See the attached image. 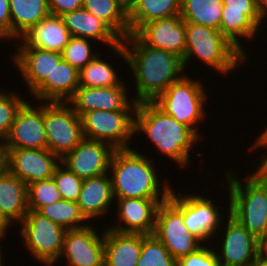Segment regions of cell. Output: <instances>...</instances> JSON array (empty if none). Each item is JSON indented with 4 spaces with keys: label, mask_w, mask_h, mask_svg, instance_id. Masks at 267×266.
Listing matches in <instances>:
<instances>
[{
    "label": "cell",
    "mask_w": 267,
    "mask_h": 266,
    "mask_svg": "<svg viewBox=\"0 0 267 266\" xmlns=\"http://www.w3.org/2000/svg\"><path fill=\"white\" fill-rule=\"evenodd\" d=\"M50 14L61 16L83 6V0H48Z\"/></svg>",
    "instance_id": "ab89813d"
},
{
    "label": "cell",
    "mask_w": 267,
    "mask_h": 266,
    "mask_svg": "<svg viewBox=\"0 0 267 266\" xmlns=\"http://www.w3.org/2000/svg\"><path fill=\"white\" fill-rule=\"evenodd\" d=\"M17 45V53L11 58L17 70L21 73L30 95L51 77L55 66L62 60V54L50 50H43L31 46ZM19 45V46H18Z\"/></svg>",
    "instance_id": "44dd1931"
},
{
    "label": "cell",
    "mask_w": 267,
    "mask_h": 266,
    "mask_svg": "<svg viewBox=\"0 0 267 266\" xmlns=\"http://www.w3.org/2000/svg\"><path fill=\"white\" fill-rule=\"evenodd\" d=\"M194 56L223 75L231 74L239 64L248 62V58L220 30L186 22L184 68Z\"/></svg>",
    "instance_id": "5b68a950"
},
{
    "label": "cell",
    "mask_w": 267,
    "mask_h": 266,
    "mask_svg": "<svg viewBox=\"0 0 267 266\" xmlns=\"http://www.w3.org/2000/svg\"><path fill=\"white\" fill-rule=\"evenodd\" d=\"M4 236H2V235H0V242H1V240H3L2 238H3ZM2 248V245H0V266H4L2 263V252H1V249Z\"/></svg>",
    "instance_id": "681fc988"
},
{
    "label": "cell",
    "mask_w": 267,
    "mask_h": 266,
    "mask_svg": "<svg viewBox=\"0 0 267 266\" xmlns=\"http://www.w3.org/2000/svg\"><path fill=\"white\" fill-rule=\"evenodd\" d=\"M25 102L19 93L6 92L0 88V140L6 139L19 109Z\"/></svg>",
    "instance_id": "8d00e7d4"
},
{
    "label": "cell",
    "mask_w": 267,
    "mask_h": 266,
    "mask_svg": "<svg viewBox=\"0 0 267 266\" xmlns=\"http://www.w3.org/2000/svg\"><path fill=\"white\" fill-rule=\"evenodd\" d=\"M222 9V0H181L180 16L185 22L219 30Z\"/></svg>",
    "instance_id": "4dcf8cb0"
},
{
    "label": "cell",
    "mask_w": 267,
    "mask_h": 266,
    "mask_svg": "<svg viewBox=\"0 0 267 266\" xmlns=\"http://www.w3.org/2000/svg\"><path fill=\"white\" fill-rule=\"evenodd\" d=\"M176 266H220L215 247L204 243L195 252L179 258Z\"/></svg>",
    "instance_id": "f35d334b"
},
{
    "label": "cell",
    "mask_w": 267,
    "mask_h": 266,
    "mask_svg": "<svg viewBox=\"0 0 267 266\" xmlns=\"http://www.w3.org/2000/svg\"><path fill=\"white\" fill-rule=\"evenodd\" d=\"M176 262L154 234H142V248L137 266H176Z\"/></svg>",
    "instance_id": "836d02e7"
},
{
    "label": "cell",
    "mask_w": 267,
    "mask_h": 266,
    "mask_svg": "<svg viewBox=\"0 0 267 266\" xmlns=\"http://www.w3.org/2000/svg\"><path fill=\"white\" fill-rule=\"evenodd\" d=\"M47 149L62 159L83 139L81 118L67 102H44Z\"/></svg>",
    "instance_id": "9c48e42d"
},
{
    "label": "cell",
    "mask_w": 267,
    "mask_h": 266,
    "mask_svg": "<svg viewBox=\"0 0 267 266\" xmlns=\"http://www.w3.org/2000/svg\"><path fill=\"white\" fill-rule=\"evenodd\" d=\"M188 194L177 195L175 190H172L169 199L182 211L184 224L189 232L203 244L205 242L208 245L207 240L217 237L215 235L222 229L220 225H222L223 218H221L220 209L217 208L219 206L214 205L213 200L199 193L193 196Z\"/></svg>",
    "instance_id": "8fae6325"
},
{
    "label": "cell",
    "mask_w": 267,
    "mask_h": 266,
    "mask_svg": "<svg viewBox=\"0 0 267 266\" xmlns=\"http://www.w3.org/2000/svg\"><path fill=\"white\" fill-rule=\"evenodd\" d=\"M259 10L267 18V0H256Z\"/></svg>",
    "instance_id": "bcb514c9"
},
{
    "label": "cell",
    "mask_w": 267,
    "mask_h": 266,
    "mask_svg": "<svg viewBox=\"0 0 267 266\" xmlns=\"http://www.w3.org/2000/svg\"><path fill=\"white\" fill-rule=\"evenodd\" d=\"M116 200L118 203L116 212L120 222L109 225V229L119 233L151 235L155 230L157 209L160 203L167 199L118 198Z\"/></svg>",
    "instance_id": "d6986e66"
},
{
    "label": "cell",
    "mask_w": 267,
    "mask_h": 266,
    "mask_svg": "<svg viewBox=\"0 0 267 266\" xmlns=\"http://www.w3.org/2000/svg\"><path fill=\"white\" fill-rule=\"evenodd\" d=\"M250 151H252L254 149V151L256 149H267V141H255V144L250 145ZM267 153V151H266ZM257 166H259L258 168H256V170L265 178H267V155L264 157V159H262L260 165L259 163L257 164Z\"/></svg>",
    "instance_id": "b9f144b4"
},
{
    "label": "cell",
    "mask_w": 267,
    "mask_h": 266,
    "mask_svg": "<svg viewBox=\"0 0 267 266\" xmlns=\"http://www.w3.org/2000/svg\"><path fill=\"white\" fill-rule=\"evenodd\" d=\"M21 225L23 244L45 266H52L60 259L66 229L43 217L37 211L28 210Z\"/></svg>",
    "instance_id": "52a82bcc"
},
{
    "label": "cell",
    "mask_w": 267,
    "mask_h": 266,
    "mask_svg": "<svg viewBox=\"0 0 267 266\" xmlns=\"http://www.w3.org/2000/svg\"><path fill=\"white\" fill-rule=\"evenodd\" d=\"M82 7L106 22L122 39L130 34L128 6L122 0H83Z\"/></svg>",
    "instance_id": "f546056e"
},
{
    "label": "cell",
    "mask_w": 267,
    "mask_h": 266,
    "mask_svg": "<svg viewBox=\"0 0 267 266\" xmlns=\"http://www.w3.org/2000/svg\"><path fill=\"white\" fill-rule=\"evenodd\" d=\"M264 129L265 130L262 131L258 137H256V141H267V127Z\"/></svg>",
    "instance_id": "7dc6e473"
},
{
    "label": "cell",
    "mask_w": 267,
    "mask_h": 266,
    "mask_svg": "<svg viewBox=\"0 0 267 266\" xmlns=\"http://www.w3.org/2000/svg\"><path fill=\"white\" fill-rule=\"evenodd\" d=\"M261 238H267V223H266V227H265V230H264V234Z\"/></svg>",
    "instance_id": "816d5d0a"
},
{
    "label": "cell",
    "mask_w": 267,
    "mask_h": 266,
    "mask_svg": "<svg viewBox=\"0 0 267 266\" xmlns=\"http://www.w3.org/2000/svg\"><path fill=\"white\" fill-rule=\"evenodd\" d=\"M60 17L71 36L100 41L111 49L122 43V38L106 22L83 7Z\"/></svg>",
    "instance_id": "7402d4cb"
},
{
    "label": "cell",
    "mask_w": 267,
    "mask_h": 266,
    "mask_svg": "<svg viewBox=\"0 0 267 266\" xmlns=\"http://www.w3.org/2000/svg\"><path fill=\"white\" fill-rule=\"evenodd\" d=\"M201 82L190 78L185 73L181 79L172 83L154 101L161 110L179 123L190 127L199 137L203 135L198 133L197 129L200 122H203V119L206 118L204 108L208 98Z\"/></svg>",
    "instance_id": "8992f818"
},
{
    "label": "cell",
    "mask_w": 267,
    "mask_h": 266,
    "mask_svg": "<svg viewBox=\"0 0 267 266\" xmlns=\"http://www.w3.org/2000/svg\"><path fill=\"white\" fill-rule=\"evenodd\" d=\"M111 52L131 68L136 84V96L132 99L137 104L154 102L172 83L185 75L181 57L147 46L135 34L122 39V43Z\"/></svg>",
    "instance_id": "6da1fadb"
},
{
    "label": "cell",
    "mask_w": 267,
    "mask_h": 266,
    "mask_svg": "<svg viewBox=\"0 0 267 266\" xmlns=\"http://www.w3.org/2000/svg\"><path fill=\"white\" fill-rule=\"evenodd\" d=\"M27 212V185L6 171L0 176V214L11 225L20 223Z\"/></svg>",
    "instance_id": "4316f807"
},
{
    "label": "cell",
    "mask_w": 267,
    "mask_h": 266,
    "mask_svg": "<svg viewBox=\"0 0 267 266\" xmlns=\"http://www.w3.org/2000/svg\"><path fill=\"white\" fill-rule=\"evenodd\" d=\"M7 171V149L5 142L0 140V176Z\"/></svg>",
    "instance_id": "7bdbcfd3"
},
{
    "label": "cell",
    "mask_w": 267,
    "mask_h": 266,
    "mask_svg": "<svg viewBox=\"0 0 267 266\" xmlns=\"http://www.w3.org/2000/svg\"><path fill=\"white\" fill-rule=\"evenodd\" d=\"M95 229L88 224L66 231L60 257H66L68 266H104V232Z\"/></svg>",
    "instance_id": "2e32d148"
},
{
    "label": "cell",
    "mask_w": 267,
    "mask_h": 266,
    "mask_svg": "<svg viewBox=\"0 0 267 266\" xmlns=\"http://www.w3.org/2000/svg\"><path fill=\"white\" fill-rule=\"evenodd\" d=\"M254 266H267V261L262 260L260 257Z\"/></svg>",
    "instance_id": "c3c4849f"
},
{
    "label": "cell",
    "mask_w": 267,
    "mask_h": 266,
    "mask_svg": "<svg viewBox=\"0 0 267 266\" xmlns=\"http://www.w3.org/2000/svg\"><path fill=\"white\" fill-rule=\"evenodd\" d=\"M181 0H134L128 6L130 34L144 24L174 15H180Z\"/></svg>",
    "instance_id": "83f0119b"
},
{
    "label": "cell",
    "mask_w": 267,
    "mask_h": 266,
    "mask_svg": "<svg viewBox=\"0 0 267 266\" xmlns=\"http://www.w3.org/2000/svg\"><path fill=\"white\" fill-rule=\"evenodd\" d=\"M115 149L104 142L84 138L61 163L76 176L86 179L109 172Z\"/></svg>",
    "instance_id": "ac0fdd59"
},
{
    "label": "cell",
    "mask_w": 267,
    "mask_h": 266,
    "mask_svg": "<svg viewBox=\"0 0 267 266\" xmlns=\"http://www.w3.org/2000/svg\"><path fill=\"white\" fill-rule=\"evenodd\" d=\"M227 213L222 246L220 251L215 248L220 266H254L259 259V239Z\"/></svg>",
    "instance_id": "4fadbf2b"
},
{
    "label": "cell",
    "mask_w": 267,
    "mask_h": 266,
    "mask_svg": "<svg viewBox=\"0 0 267 266\" xmlns=\"http://www.w3.org/2000/svg\"><path fill=\"white\" fill-rule=\"evenodd\" d=\"M11 40V17L9 0H0V41Z\"/></svg>",
    "instance_id": "60d3db41"
},
{
    "label": "cell",
    "mask_w": 267,
    "mask_h": 266,
    "mask_svg": "<svg viewBox=\"0 0 267 266\" xmlns=\"http://www.w3.org/2000/svg\"><path fill=\"white\" fill-rule=\"evenodd\" d=\"M97 54L85 67L79 71V86L84 87H111L121 85V80L108 61L102 60Z\"/></svg>",
    "instance_id": "1f68e13d"
},
{
    "label": "cell",
    "mask_w": 267,
    "mask_h": 266,
    "mask_svg": "<svg viewBox=\"0 0 267 266\" xmlns=\"http://www.w3.org/2000/svg\"><path fill=\"white\" fill-rule=\"evenodd\" d=\"M259 257L267 261V238H260Z\"/></svg>",
    "instance_id": "ee69618b"
},
{
    "label": "cell",
    "mask_w": 267,
    "mask_h": 266,
    "mask_svg": "<svg viewBox=\"0 0 267 266\" xmlns=\"http://www.w3.org/2000/svg\"><path fill=\"white\" fill-rule=\"evenodd\" d=\"M153 234L176 261L203 245L186 228L182 211L169 198L160 203L157 209Z\"/></svg>",
    "instance_id": "30bf717a"
},
{
    "label": "cell",
    "mask_w": 267,
    "mask_h": 266,
    "mask_svg": "<svg viewBox=\"0 0 267 266\" xmlns=\"http://www.w3.org/2000/svg\"><path fill=\"white\" fill-rule=\"evenodd\" d=\"M79 87V71L63 59L55 66L51 77L31 94L37 101L67 102Z\"/></svg>",
    "instance_id": "d4e9b609"
},
{
    "label": "cell",
    "mask_w": 267,
    "mask_h": 266,
    "mask_svg": "<svg viewBox=\"0 0 267 266\" xmlns=\"http://www.w3.org/2000/svg\"><path fill=\"white\" fill-rule=\"evenodd\" d=\"M42 103L33 107L26 101L22 105L4 140L6 149H47Z\"/></svg>",
    "instance_id": "5bb4252c"
},
{
    "label": "cell",
    "mask_w": 267,
    "mask_h": 266,
    "mask_svg": "<svg viewBox=\"0 0 267 266\" xmlns=\"http://www.w3.org/2000/svg\"><path fill=\"white\" fill-rule=\"evenodd\" d=\"M145 133L159 154L185 167L190 164L191 148L200 137L188 126L166 114L154 102L138 103L134 133Z\"/></svg>",
    "instance_id": "3957f363"
},
{
    "label": "cell",
    "mask_w": 267,
    "mask_h": 266,
    "mask_svg": "<svg viewBox=\"0 0 267 266\" xmlns=\"http://www.w3.org/2000/svg\"><path fill=\"white\" fill-rule=\"evenodd\" d=\"M222 1L223 9L219 30L249 60V55L241 45V39L250 41L255 38L266 17L259 10L256 0Z\"/></svg>",
    "instance_id": "7c38bea8"
},
{
    "label": "cell",
    "mask_w": 267,
    "mask_h": 266,
    "mask_svg": "<svg viewBox=\"0 0 267 266\" xmlns=\"http://www.w3.org/2000/svg\"><path fill=\"white\" fill-rule=\"evenodd\" d=\"M135 35L147 46L184 58L186 22L180 15L150 21L144 24Z\"/></svg>",
    "instance_id": "ffe728a7"
},
{
    "label": "cell",
    "mask_w": 267,
    "mask_h": 266,
    "mask_svg": "<svg viewBox=\"0 0 267 266\" xmlns=\"http://www.w3.org/2000/svg\"><path fill=\"white\" fill-rule=\"evenodd\" d=\"M61 199L60 192L52 177L27 185L28 210L38 211L41 207L51 205Z\"/></svg>",
    "instance_id": "e575fe53"
},
{
    "label": "cell",
    "mask_w": 267,
    "mask_h": 266,
    "mask_svg": "<svg viewBox=\"0 0 267 266\" xmlns=\"http://www.w3.org/2000/svg\"><path fill=\"white\" fill-rule=\"evenodd\" d=\"M114 200L109 173L83 179L77 205L87 221L107 214Z\"/></svg>",
    "instance_id": "603a6c76"
},
{
    "label": "cell",
    "mask_w": 267,
    "mask_h": 266,
    "mask_svg": "<svg viewBox=\"0 0 267 266\" xmlns=\"http://www.w3.org/2000/svg\"><path fill=\"white\" fill-rule=\"evenodd\" d=\"M11 40H19L50 14L48 0H9Z\"/></svg>",
    "instance_id": "f1b7e54d"
},
{
    "label": "cell",
    "mask_w": 267,
    "mask_h": 266,
    "mask_svg": "<svg viewBox=\"0 0 267 266\" xmlns=\"http://www.w3.org/2000/svg\"><path fill=\"white\" fill-rule=\"evenodd\" d=\"M90 41L86 38L71 36L62 50V59L80 71L98 54L96 51L93 52Z\"/></svg>",
    "instance_id": "d590c367"
},
{
    "label": "cell",
    "mask_w": 267,
    "mask_h": 266,
    "mask_svg": "<svg viewBox=\"0 0 267 266\" xmlns=\"http://www.w3.org/2000/svg\"><path fill=\"white\" fill-rule=\"evenodd\" d=\"M71 35L60 16L49 14L29 29L20 39L21 46L62 53Z\"/></svg>",
    "instance_id": "cb8c5ba5"
},
{
    "label": "cell",
    "mask_w": 267,
    "mask_h": 266,
    "mask_svg": "<svg viewBox=\"0 0 267 266\" xmlns=\"http://www.w3.org/2000/svg\"><path fill=\"white\" fill-rule=\"evenodd\" d=\"M154 162L149 155L132 147L115 150L108 172L115 201L118 198L168 199L173 188L167 181L162 184Z\"/></svg>",
    "instance_id": "7a4b0ae2"
},
{
    "label": "cell",
    "mask_w": 267,
    "mask_h": 266,
    "mask_svg": "<svg viewBox=\"0 0 267 266\" xmlns=\"http://www.w3.org/2000/svg\"><path fill=\"white\" fill-rule=\"evenodd\" d=\"M37 212L66 230L83 228L89 224V222L86 223L87 220L81 214L77 202L74 201L61 199L41 207Z\"/></svg>",
    "instance_id": "d6a6232c"
},
{
    "label": "cell",
    "mask_w": 267,
    "mask_h": 266,
    "mask_svg": "<svg viewBox=\"0 0 267 266\" xmlns=\"http://www.w3.org/2000/svg\"><path fill=\"white\" fill-rule=\"evenodd\" d=\"M9 226L11 227V225L0 214V235L5 236Z\"/></svg>",
    "instance_id": "f6af8a7d"
},
{
    "label": "cell",
    "mask_w": 267,
    "mask_h": 266,
    "mask_svg": "<svg viewBox=\"0 0 267 266\" xmlns=\"http://www.w3.org/2000/svg\"><path fill=\"white\" fill-rule=\"evenodd\" d=\"M127 6H129L134 0H122Z\"/></svg>",
    "instance_id": "f907efd6"
},
{
    "label": "cell",
    "mask_w": 267,
    "mask_h": 266,
    "mask_svg": "<svg viewBox=\"0 0 267 266\" xmlns=\"http://www.w3.org/2000/svg\"><path fill=\"white\" fill-rule=\"evenodd\" d=\"M142 234L104 231V266H137Z\"/></svg>",
    "instance_id": "484cf974"
},
{
    "label": "cell",
    "mask_w": 267,
    "mask_h": 266,
    "mask_svg": "<svg viewBox=\"0 0 267 266\" xmlns=\"http://www.w3.org/2000/svg\"><path fill=\"white\" fill-rule=\"evenodd\" d=\"M124 83L111 87L79 86L67 103L79 117L92 110H136L137 103L128 97V85Z\"/></svg>",
    "instance_id": "9a60e30c"
},
{
    "label": "cell",
    "mask_w": 267,
    "mask_h": 266,
    "mask_svg": "<svg viewBox=\"0 0 267 266\" xmlns=\"http://www.w3.org/2000/svg\"><path fill=\"white\" fill-rule=\"evenodd\" d=\"M62 163L58 165L53 174V180L60 192L61 198L77 202L81 192L83 179L76 176L72 171L66 168Z\"/></svg>",
    "instance_id": "74e56055"
},
{
    "label": "cell",
    "mask_w": 267,
    "mask_h": 266,
    "mask_svg": "<svg viewBox=\"0 0 267 266\" xmlns=\"http://www.w3.org/2000/svg\"><path fill=\"white\" fill-rule=\"evenodd\" d=\"M60 163L48 149H7V171L26 185L53 177Z\"/></svg>",
    "instance_id": "e0dca14e"
},
{
    "label": "cell",
    "mask_w": 267,
    "mask_h": 266,
    "mask_svg": "<svg viewBox=\"0 0 267 266\" xmlns=\"http://www.w3.org/2000/svg\"><path fill=\"white\" fill-rule=\"evenodd\" d=\"M136 110H92L80 116L83 136L111 145L115 150L130 149L134 138Z\"/></svg>",
    "instance_id": "ba28073f"
},
{
    "label": "cell",
    "mask_w": 267,
    "mask_h": 266,
    "mask_svg": "<svg viewBox=\"0 0 267 266\" xmlns=\"http://www.w3.org/2000/svg\"><path fill=\"white\" fill-rule=\"evenodd\" d=\"M229 170L223 175L230 194L227 201L229 214L260 239L267 223V178L256 170L247 175L243 185L233 174L236 171Z\"/></svg>",
    "instance_id": "277c9868"
}]
</instances>
